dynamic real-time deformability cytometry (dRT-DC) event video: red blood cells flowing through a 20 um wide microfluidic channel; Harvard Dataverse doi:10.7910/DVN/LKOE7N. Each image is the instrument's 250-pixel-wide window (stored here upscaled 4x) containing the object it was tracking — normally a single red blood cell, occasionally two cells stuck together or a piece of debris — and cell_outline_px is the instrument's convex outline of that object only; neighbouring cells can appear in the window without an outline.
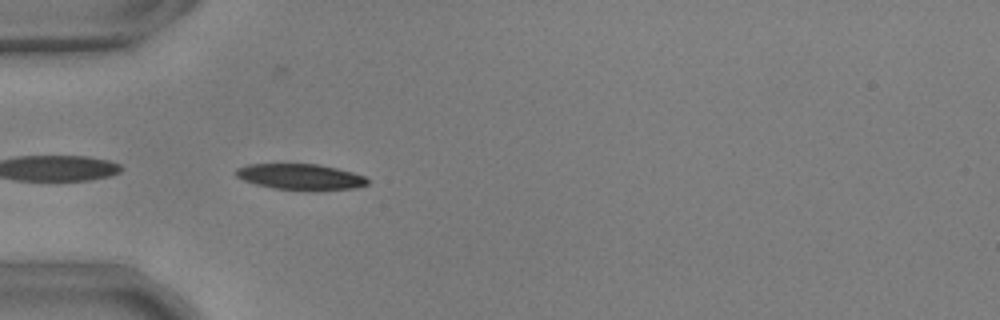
{"species": "common noctule bat (a hibernating species)", "species_latin": "Nyctalus noctula", "temperature_condition": "warm", "stored_images_in_passage": 39, "camera_frame_rate_fps": 3000, "um_per_image_px": 0.085, "animal": {"sex": "male", "body_mass_g": 17.9, "forearm_length_mm": 54.2}, "frame": {"image": 1, "passage_image": 1, "time_ms": 0.0, "image_size_px": [1000, 320], "cell_outline_px": [[368, 184], [356, 188], [272, 188], [256, 184], [244, 180], [236, 176], [236, 168], [248, 164], [320, 164], [352, 172], [364, 176], [368, 180]], "centroid_in_image_um": [25.5, 14.98], "position_along_channel_um": 59.5, "area_um2": 19.02}}
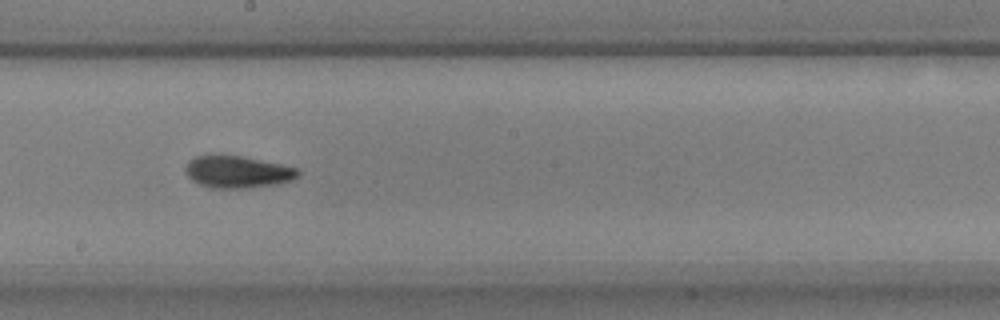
{"frame": {"image": 2, "passage_image": 15, "time_ms": 4.667, "image_size_px": [1000, 320], "cell_outline_px": [[300, 176], [292, 180], [276, 184], [248, 188], [212, 188], [200, 184], [192, 180], [184, 172], [184, 168], [188, 160], [196, 156], [216, 152], [220, 152], [300, 168]], "centroid_in_image_um": [20.15, 14.57], "position_along_channel_um": 228.1, "area_um2": 21.68}}
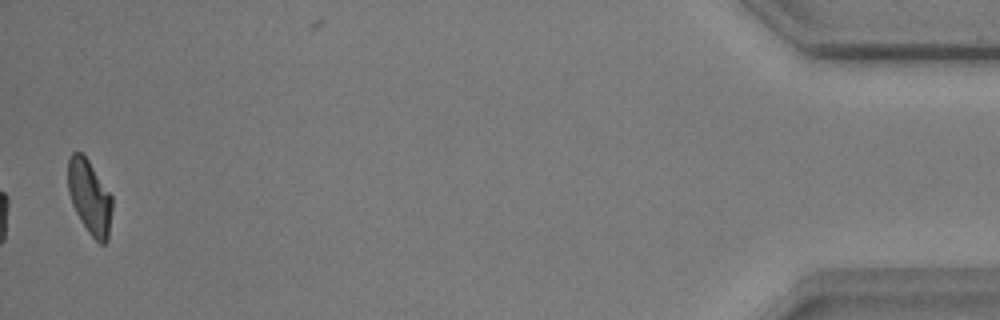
{"frame": {"image": 3, "passage_image": 38, "time_ms": 12.333, "image_size_px": [1000, 320], "cell_outline_px": [[112, 208], [108, 240], [104, 244], [100, 244], [88, 232], [80, 220], [72, 204], [68, 192], [68, 160], [72, 152], [80, 152], [88, 160], [112, 196]], "centroid_in_image_um": [7.61, 16.77], "position_along_channel_um": 427.6, "area_um2": 19.02}, "authors_computed_cell_mechanics": {"area_um2": 20.1722, "velocity_mm_per_s": 3.7016, "shape_relaxation_time_tau1_ms": 4.9347, "shape_relaxation_time_tau2_ms": 3.8007, "deformation_change_tau1": 0.1823, "deformation_change_tau2": 0.0908}}